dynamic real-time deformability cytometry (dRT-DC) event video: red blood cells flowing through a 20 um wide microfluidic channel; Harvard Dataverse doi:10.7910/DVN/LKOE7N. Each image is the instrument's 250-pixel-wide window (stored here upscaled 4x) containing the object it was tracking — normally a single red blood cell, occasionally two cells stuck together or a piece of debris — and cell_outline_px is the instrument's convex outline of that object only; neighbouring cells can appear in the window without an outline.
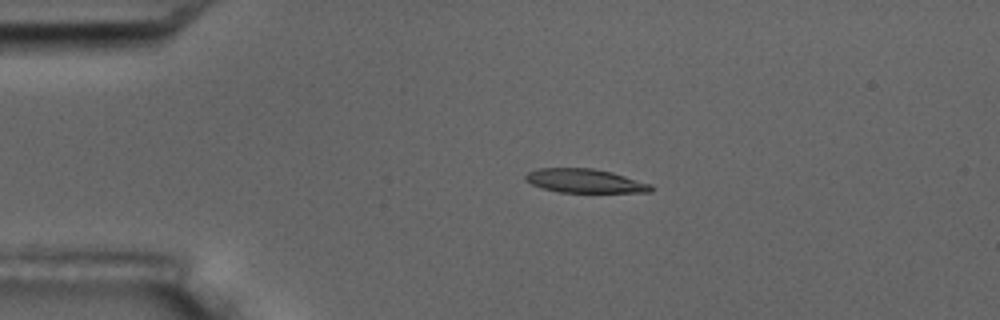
{"species": "common noctule bat (a hibernating species)", "species_latin": "Nyctalus noctula", "temperature_condition": "room temperature", "stored_images_in_passage": 3, "camera_frame_rate_fps": 3000, "um_per_image_px": 0.085, "animal": {"sex": "male", "body_mass_g": 17.5, "forearm_length_mm": 52.3}, "frame": {"image": 1, "passage_image": 2, "time_ms": 1.333, "image_size_px": [1000, 320], "cell_outline_px": [[652, 192], [560, 192], [544, 188], [532, 184], [524, 180], [524, 176], [528, 172], [540, 168], [592, 168], [612, 172], [652, 184]], "centroid_in_image_um": [49.72, 15.37], "position_along_channel_um": 35.3, "area_um2": 17.34}}